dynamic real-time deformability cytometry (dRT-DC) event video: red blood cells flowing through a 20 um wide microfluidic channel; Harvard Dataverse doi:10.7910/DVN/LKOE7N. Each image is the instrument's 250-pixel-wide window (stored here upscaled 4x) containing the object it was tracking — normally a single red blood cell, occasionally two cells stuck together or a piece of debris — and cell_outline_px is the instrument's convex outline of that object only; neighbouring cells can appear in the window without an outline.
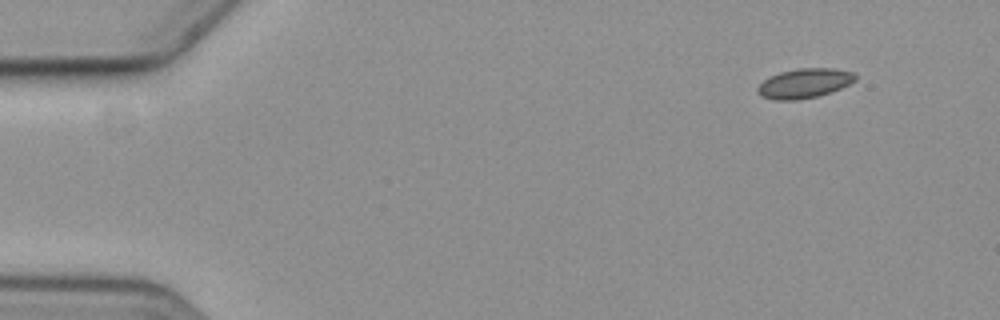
{"species": "common noctule bat (a hibernating species)", "species_latin": "Nyctalus noctula", "temperature_condition": "cold", "stored_images_in_passage": 54, "camera_frame_rate_fps": 3000, "um_per_image_px": 0.085, "animal": {"sex": "female", "body_mass_g": 19.3, "forearm_length_mm": 54.1}, "frame": {"image": 1, "passage_image": 1, "time_ms": 0.0, "image_size_px": [1000, 320], "cell_outline_px": [[856, 80], [832, 92], [816, 96], [796, 100], [776, 100], [760, 96], [756, 92], [756, 88], [764, 80], [780, 72], [800, 68], [836, 68], [852, 72], [856, 76]], "centroid_in_image_um": [68.36, 7.08], "position_along_channel_um": 16.6, "area_um2": 16.76}}
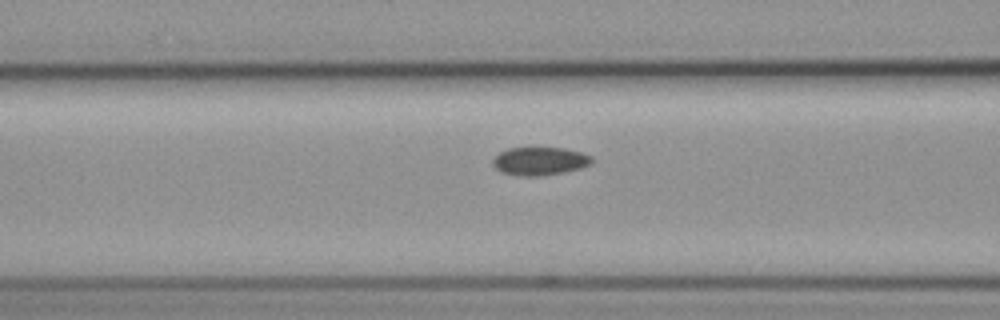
{"frame": {"image": 2, "passage_image": 19, "time_ms": 6.0, "image_size_px": [1000, 320], "cell_outline_px": [[592, 160], [588, 164], [580, 168], [564, 172], [536, 176], [520, 176], [500, 172], [492, 164], [492, 160], [500, 152], [508, 148], [528, 144], [564, 148], [580, 152], [592, 156]], "centroid_in_image_um": [45.82, 13.64], "position_along_channel_um": 120.8, "area_um2": 16.88}}
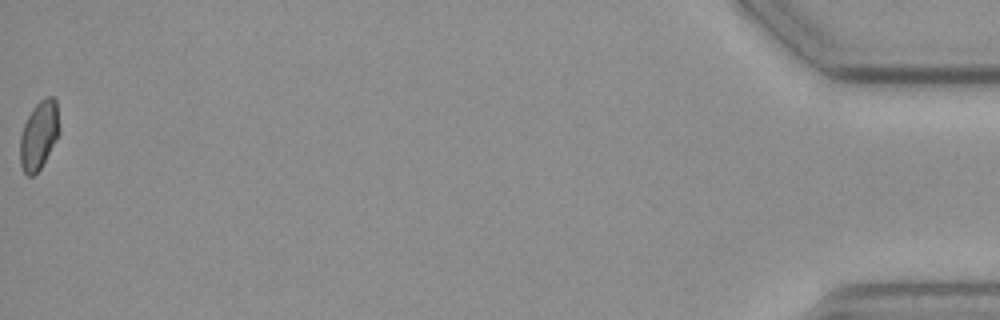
{"frame": {"image": 3, "passage_image": 54, "time_ms": 17.667, "image_size_px": [1000, 320], "cell_outline_px": [[60, 132], [56, 140], [40, 168], [32, 176], [28, 176], [24, 172], [20, 164], [20, 132], [32, 108], [44, 96], [52, 96], [56, 100]], "centroid_in_image_um": [3.3, 11.46], "position_along_channel_um": 431.9, "area_um2": 15.66}, "authors_computed_cell_mechanics": {"area_um2": 16.3574, "velocity_mm_per_s": 3.5709, "shape_relaxation_time_tau1_ms": null, "shape_relaxation_time_tau2_ms": 2.9014, "deformation_change_tau1": null, "deformation_change_tau2": 0.0548}}